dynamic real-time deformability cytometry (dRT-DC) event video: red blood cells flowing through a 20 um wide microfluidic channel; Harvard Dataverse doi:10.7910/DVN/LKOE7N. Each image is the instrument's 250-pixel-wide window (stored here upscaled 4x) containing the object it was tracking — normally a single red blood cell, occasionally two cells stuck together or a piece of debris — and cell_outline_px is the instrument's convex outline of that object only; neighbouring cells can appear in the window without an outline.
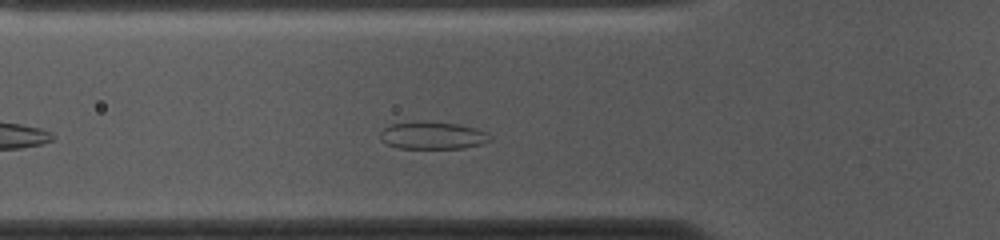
{"species": "common noctule bat (a hibernating species)", "species_latin": "Nyctalus noctula", "temperature_condition": "cold", "stored_images_in_passage": 25, "camera_frame_rate_fps": 3000, "um_per_image_px": 0.085, "animal": {"sex": "female", "body_mass_g": 10.0, "forearm_length_mm": 53.1}, "frame": {"image": 1, "passage_image": 4, "time_ms": 1.0, "image_size_px": [1000, 240], "cell_outline_px": [[492, 140], [480, 144], [464, 148], [400, 148], [388, 144], [380, 140], [380, 132], [384, 128], [392, 124], [416, 120], [456, 124], [476, 128], [492, 136]], "centroid_in_image_um": [36.75, 11.5], "position_along_channel_um": 89.0, "area_um2": 17.57}}
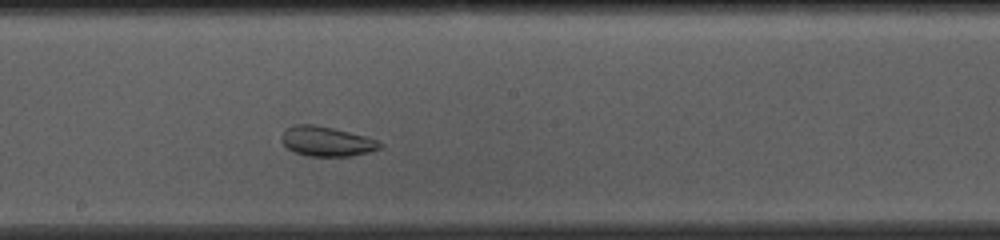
{"frame": {"image": 2, "passage_image": 15, "time_ms": 4.667, "image_size_px": [1000, 240], "cell_outline_px": [[384, 148], [352, 156], [308, 156], [292, 152], [280, 140], [280, 136], [284, 128], [296, 124], [316, 124], [364, 136], [376, 140], [384, 144]], "centroid_in_image_um": [27.73, 12.02], "position_along_channel_um": 220.5, "area_um2": 17.28}}
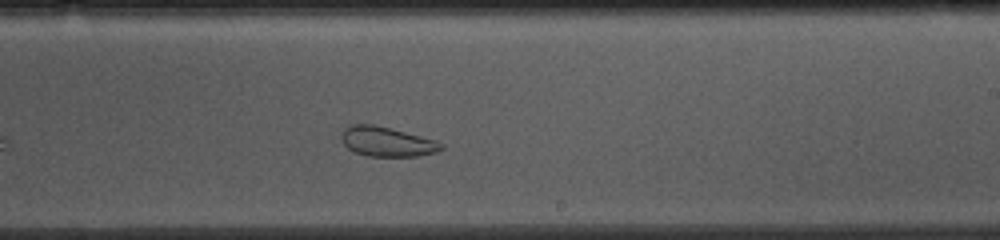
{"frame": {"image": 3, "passage_image": 18, "time_ms": 5.667, "image_size_px": [1000, 240], "cell_outline_px": [[444, 148], [436, 152], [416, 156], [368, 156], [356, 152], [348, 148], [344, 144], [340, 136], [344, 128], [348, 124], [372, 124], [436, 140], [444, 144]], "centroid_in_image_um": [32.87, 12.04], "position_along_channel_um": 256.1, "area_um2": 17.11}}